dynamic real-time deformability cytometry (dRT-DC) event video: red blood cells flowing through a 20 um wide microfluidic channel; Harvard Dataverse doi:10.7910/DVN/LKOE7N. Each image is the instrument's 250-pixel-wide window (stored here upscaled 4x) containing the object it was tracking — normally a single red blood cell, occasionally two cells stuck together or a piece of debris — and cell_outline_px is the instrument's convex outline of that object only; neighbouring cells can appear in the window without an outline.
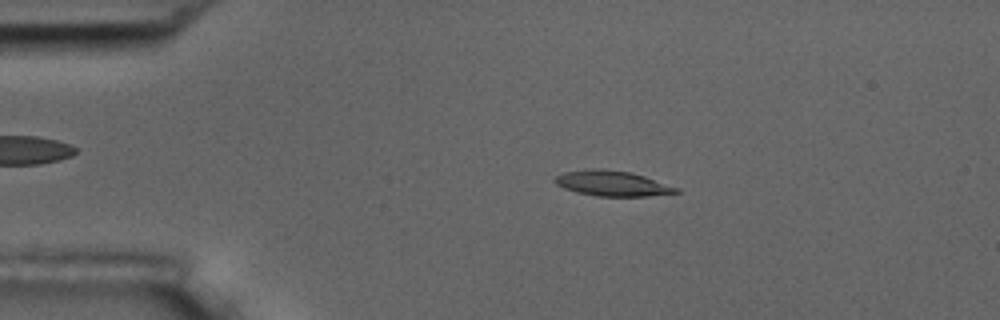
{"species": "common noctule bat (a hibernating species)", "species_latin": "Nyctalus noctula", "temperature_condition": "room temperature", "stored_images_in_passage": 46, "camera_frame_rate_fps": 3000, "um_per_image_px": 0.085, "animal": {"sex": "male", "body_mass_g": 17.5, "forearm_length_mm": 52.3}, "frame": {"image": 1, "passage_image": 11, "time_ms": 3.333, "image_size_px": [1000, 320], "cell_outline_px": [[680, 192], [648, 196], [596, 196], [576, 192], [564, 188], [556, 184], [552, 180], [556, 176], [564, 172], [592, 168], [600, 168], [632, 172], [680, 188]], "centroid_in_image_um": [52.03, 15.58], "position_along_channel_um": 33.0, "area_um2": 17.98}}
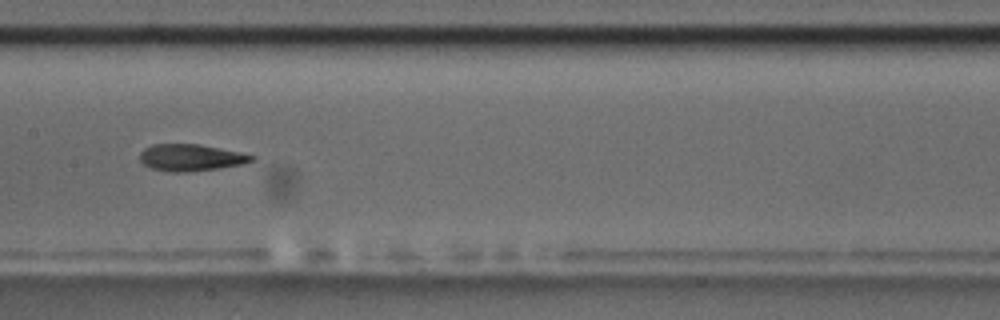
{"frame": {"image": 2, "passage_image": 28, "time_ms": 9.0, "image_size_px": [1000, 320], "cell_outline_px": [[256, 160], [244, 164], [220, 168], [184, 172], [172, 172], [152, 168], [144, 164], [140, 160], [140, 152], [144, 148], [152, 144], [200, 144], [240, 152], [256, 156]], "centroid_in_image_um": [16.26, 13.39], "position_along_channel_um": 191.1, "area_um2": 17.51}}
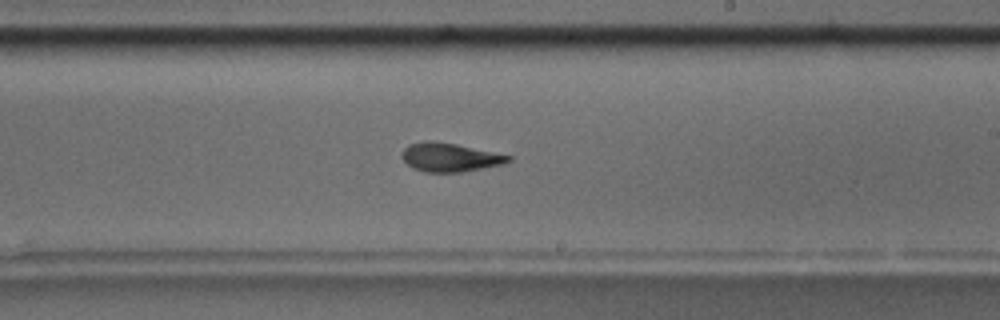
{"frame": {"image": 3, "passage_image": 33, "time_ms": 10.667, "image_size_px": [1000, 320], "cell_outline_px": [[512, 160], [504, 164], [460, 172], [424, 172], [412, 168], [400, 156], [400, 152], [408, 144], [424, 140], [432, 140], [456, 144], [512, 156]], "centroid_in_image_um": [38.19, 13.36], "position_along_channel_um": 250.8, "area_um2": 17.92}}